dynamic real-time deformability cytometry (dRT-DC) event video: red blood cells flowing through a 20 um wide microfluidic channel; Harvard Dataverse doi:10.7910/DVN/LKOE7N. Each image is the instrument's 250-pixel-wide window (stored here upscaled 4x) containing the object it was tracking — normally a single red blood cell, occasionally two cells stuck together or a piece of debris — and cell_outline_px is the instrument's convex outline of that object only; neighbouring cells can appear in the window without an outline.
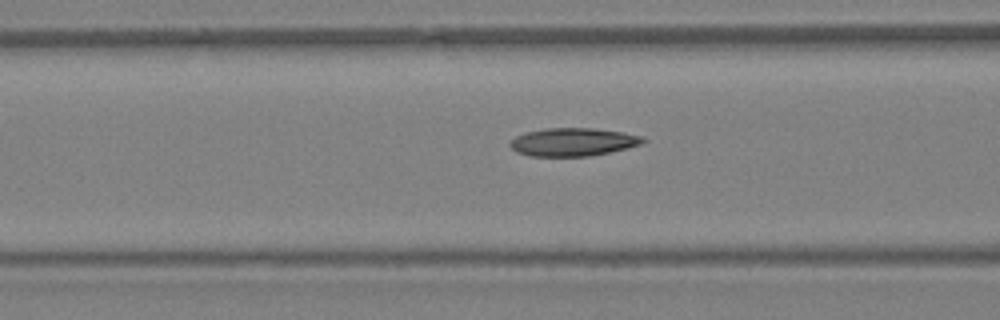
{"species": "Egyptian fruit bat (a non-hibernating species)", "species_latin": "Rousettus aegyptiacus", "temperature_condition": "warm", "stored_images_in_passage": 24, "camera_frame_rate_fps": 3000, "um_per_image_px": 0.085, "animal": {"sex": "female"}, "frame": {"image": 1, "passage_image": 7, "time_ms": 2.0, "image_size_px": [1000, 320], "cell_outline_px": [[648, 140], [644, 144], [628, 148], [588, 156], [528, 156], [516, 152], [508, 144], [516, 136], [524, 132], [544, 128], [596, 128], [624, 132], [644, 136]], "centroid_in_image_um": [48.74, 12.06], "position_along_channel_um": 117.9, "area_um2": 22.08}}
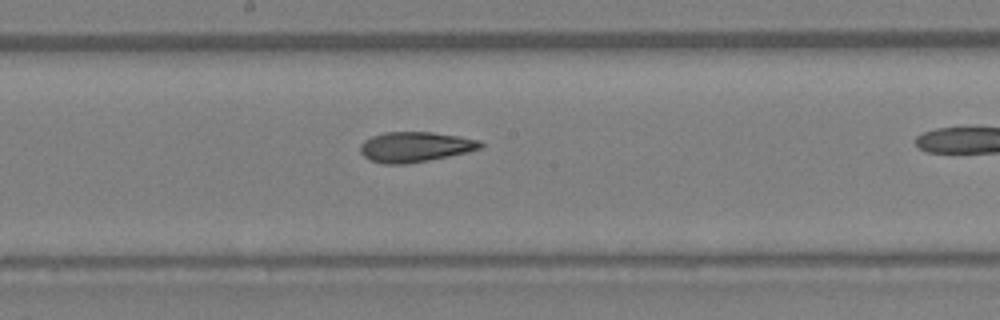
{"frame": {"image": 2, "passage_image": 13, "time_ms": 4.0, "image_size_px": [1000, 320], "cell_outline_px": [[484, 144], [480, 148], [468, 152], [428, 160], [404, 164], [384, 164], [368, 160], [360, 152], [360, 144], [364, 140], [372, 136], [384, 132], [432, 132], [460, 136], [480, 140]], "centroid_in_image_um": [35.27, 12.48], "position_along_channel_um": 212.9, "area_um2": 21.21}}
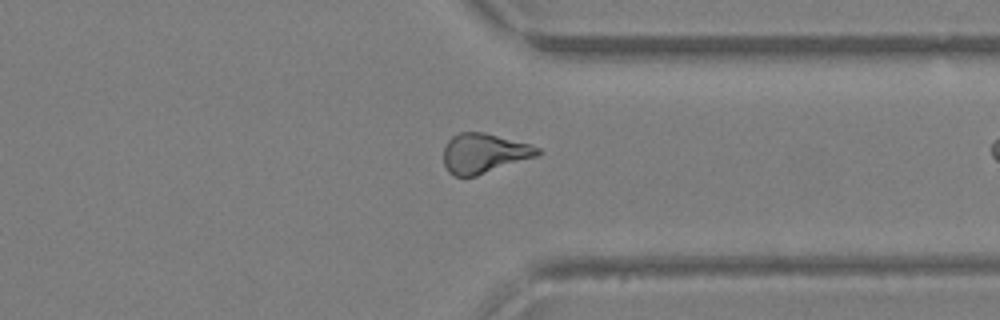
{"frame": {"image": 3, "passage_image": 23, "time_ms": 7.333, "image_size_px": [1000, 320], "cell_outline_px": [[544, 152], [536, 156], [476, 176], [452, 176], [448, 172], [444, 164], [444, 148], [448, 140], [452, 136], [460, 132], [484, 132], [532, 144], [540, 148]], "centroid_in_image_um": [41.15, 13.02], "position_along_channel_um": 370.3, "area_um2": 21.85}}